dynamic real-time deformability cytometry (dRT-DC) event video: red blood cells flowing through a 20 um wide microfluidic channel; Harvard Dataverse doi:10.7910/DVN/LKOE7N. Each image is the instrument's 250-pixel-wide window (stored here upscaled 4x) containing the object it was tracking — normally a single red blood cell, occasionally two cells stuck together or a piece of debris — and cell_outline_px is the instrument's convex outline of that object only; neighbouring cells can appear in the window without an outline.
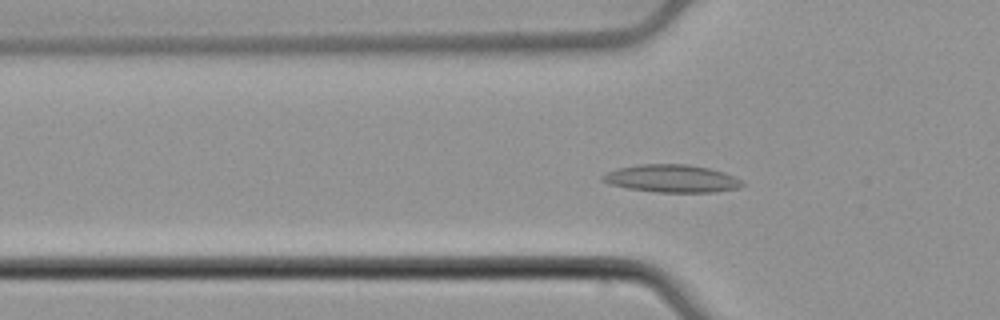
{"species": "common noctule bat (a hibernating species)", "species_latin": "Nyctalus noctula", "temperature_condition": "cold", "stored_images_in_passage": 49, "camera_frame_rate_fps": 3000, "um_per_image_px": 0.085, "animal": {"sex": "male", "body_mass_g": 21.5, "forearm_length_mm": 52.0}, "frame": {"image": 1, "passage_image": 11, "time_ms": 3.333, "image_size_px": [1000, 320], "cell_outline_px": [[744, 184], [740, 188], [712, 192], [656, 192], [628, 188], [608, 184], [600, 180], [600, 176], [616, 168], [636, 164], [688, 164], [708, 168], [724, 172], [740, 180]], "centroid_in_image_um": [57.04, 15.17], "position_along_channel_um": 68.8, "area_um2": 22.6}}
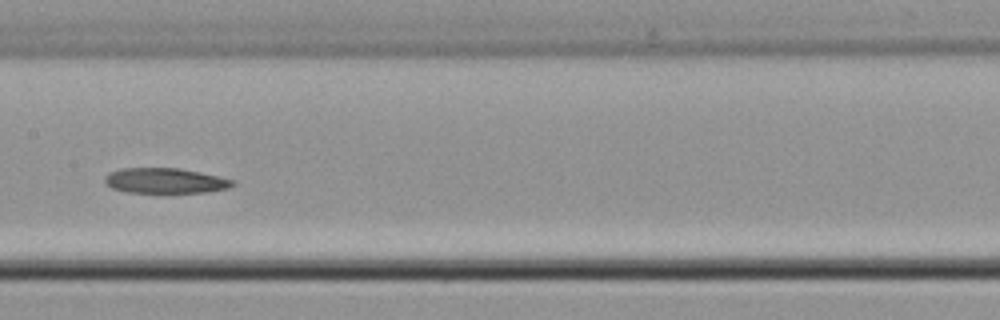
{"frame": {"image": 2, "passage_image": 21, "time_ms": 6.667, "image_size_px": [1000, 320], "cell_outline_px": [[236, 184], [228, 188], [208, 192], [128, 192], [112, 188], [104, 184], [104, 176], [108, 172], [120, 168], [180, 168], [220, 176], [236, 180]], "centroid_in_image_um": [14.04, 15.35], "position_along_channel_um": 193.4, "area_um2": 19.02}}
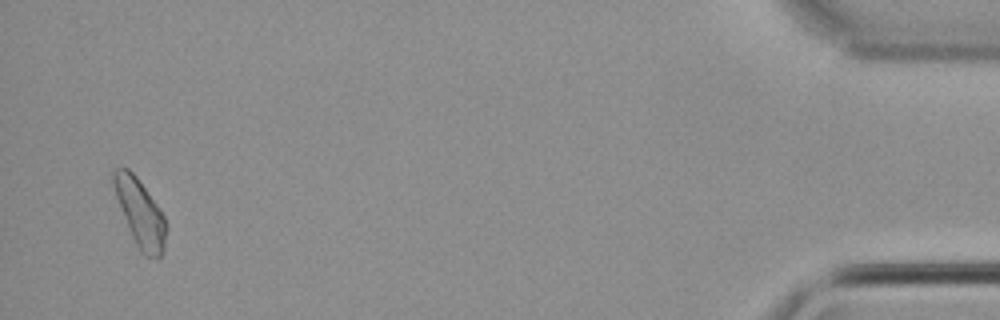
{"frame": {"image": 3, "passage_image": 46, "time_ms": 15.0, "image_size_px": [1000, 320], "cell_outline_px": [[164, 252], [160, 260], [156, 260], [144, 256], [140, 252], [128, 228], [116, 196], [112, 184], [112, 172], [116, 168], [128, 168], [136, 176], [160, 208], [164, 216]], "centroid_in_image_um": [11.9, 18.13], "position_along_channel_um": 423.3, "area_um2": 20.46}, "authors_computed_cell_mechanics": {"area_um2": 19.8832, "velocity_mm_per_s": 3.7883, "shape_relaxation_time_tau1_ms": null, "shape_relaxation_time_tau2_ms": 10.0426, "deformation_change_tau1": null, "deformation_change_tau2": 0.1529}}